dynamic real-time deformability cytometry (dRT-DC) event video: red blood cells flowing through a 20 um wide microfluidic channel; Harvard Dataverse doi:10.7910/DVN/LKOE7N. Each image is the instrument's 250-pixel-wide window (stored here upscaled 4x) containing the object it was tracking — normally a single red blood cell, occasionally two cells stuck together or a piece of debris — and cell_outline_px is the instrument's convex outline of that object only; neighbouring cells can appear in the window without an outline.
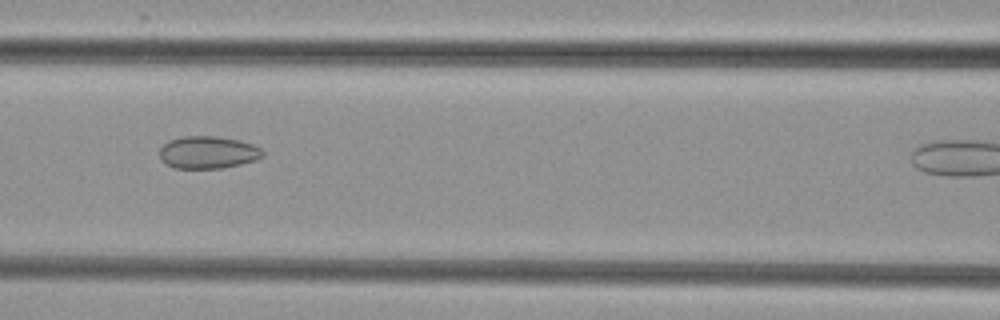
{"species": "common noctule bat (a hibernating species)", "species_latin": "Nyctalus noctula", "temperature_condition": "cold", "stored_images_in_passage": 6, "camera_frame_rate_fps": 3000, "um_per_image_px": 0.085, "animal": {"sex": "female", "body_mass_g": 29.2, "forearm_length_mm": 56.3}, "frame": {"image": 1, "passage_image": 5, "time_ms": 4.667, "image_size_px": [1000, 320], "cell_outline_px": [[264, 156], [256, 160], [240, 164], [220, 168], [172, 168], [164, 164], [160, 160], [160, 148], [168, 140], [184, 136], [216, 136], [240, 140], [252, 144], [260, 148], [264, 152]], "centroid_in_image_um": [17.65, 12.95], "position_along_channel_um": 148.9, "area_um2": 19.65}}